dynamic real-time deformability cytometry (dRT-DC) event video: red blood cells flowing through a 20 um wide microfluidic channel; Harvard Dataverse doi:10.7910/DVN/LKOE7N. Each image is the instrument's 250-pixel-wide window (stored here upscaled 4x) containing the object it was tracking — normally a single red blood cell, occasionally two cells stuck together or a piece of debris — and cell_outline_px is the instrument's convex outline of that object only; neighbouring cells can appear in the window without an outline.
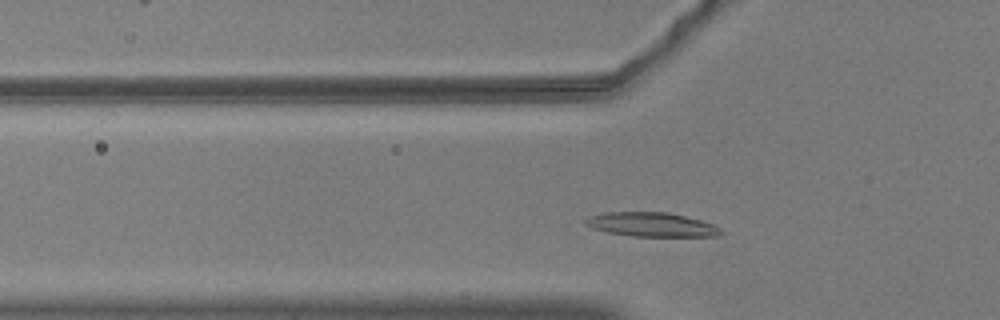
{"species": "common noctule bat (a hibernating species)", "species_latin": "Nyctalus noctula", "temperature_condition": "warm", "stored_images_in_passage": 47, "camera_frame_rate_fps": 3000, "um_per_image_px": 0.085, "animal": {"sex": "male", "body_mass_g": 20.5, "forearm_length_mm": 52.5}, "frame": {"image": 1, "passage_image": 9, "time_ms": 2.667, "image_size_px": [1000, 320], "cell_outline_px": [[724, 232], [720, 236], [632, 236], [608, 232], [592, 228], [584, 224], [584, 220], [588, 216], [604, 212], [668, 212], [700, 220], [712, 224], [720, 228]], "centroid_in_image_um": [55.36, 19.08], "position_along_channel_um": 70.4, "area_um2": 19.07}}
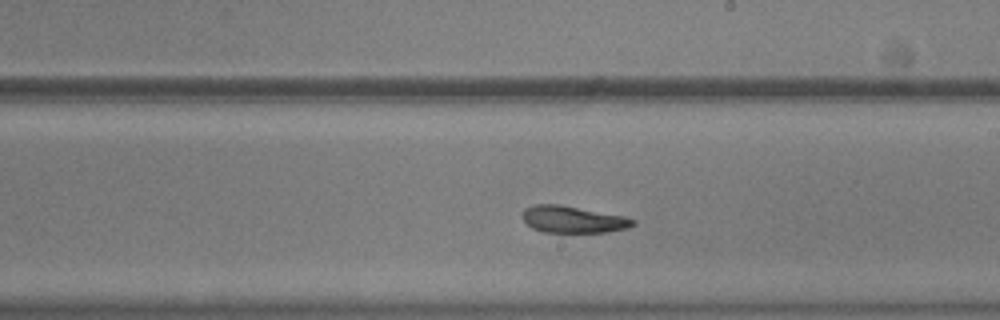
{"frame": {"image": 2, "passage_image": 23, "time_ms": 7.333, "image_size_px": [1000, 320], "cell_outline_px": [[636, 224], [628, 228], [604, 232], [544, 232], [532, 228], [524, 220], [524, 208], [532, 204], [560, 204], [624, 216], [636, 220]], "centroid_in_image_um": [48.72, 18.64], "position_along_channel_um": 240.3, "area_um2": 17.22}}
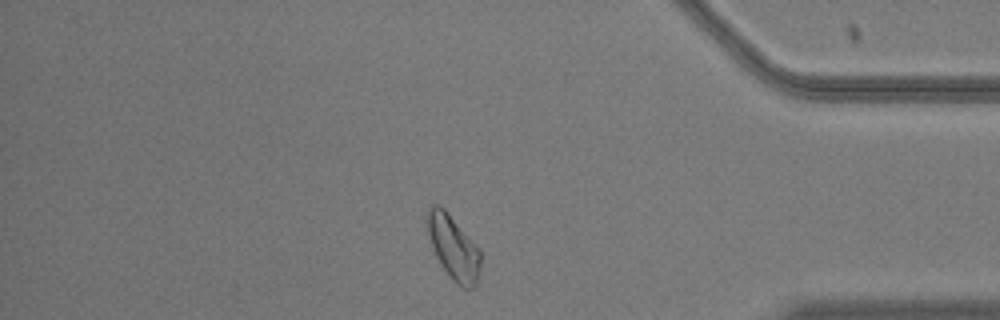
{"frame": {"image": 3, "passage_image": 38, "time_ms": 12.333, "image_size_px": [1000, 320], "cell_outline_px": [[480, 264], [476, 284], [472, 288], [464, 288], [456, 284], [452, 280], [436, 256], [432, 248], [424, 216], [428, 208], [432, 204], [440, 204], [444, 208], [480, 248]], "centroid_in_image_um": [38.51, 20.98], "position_along_channel_um": 396.7, "area_um2": 20.06}, "authors_computed_cell_mechanics": {"area_um2": 18.3804, "velocity_mm_per_s": 3.6339, "shape_relaxation_time_tau1_ms": null, "shape_relaxation_time_tau2_ms": 7.5439, "deformation_change_tau1": null, "deformation_change_tau2": 0.1776}}